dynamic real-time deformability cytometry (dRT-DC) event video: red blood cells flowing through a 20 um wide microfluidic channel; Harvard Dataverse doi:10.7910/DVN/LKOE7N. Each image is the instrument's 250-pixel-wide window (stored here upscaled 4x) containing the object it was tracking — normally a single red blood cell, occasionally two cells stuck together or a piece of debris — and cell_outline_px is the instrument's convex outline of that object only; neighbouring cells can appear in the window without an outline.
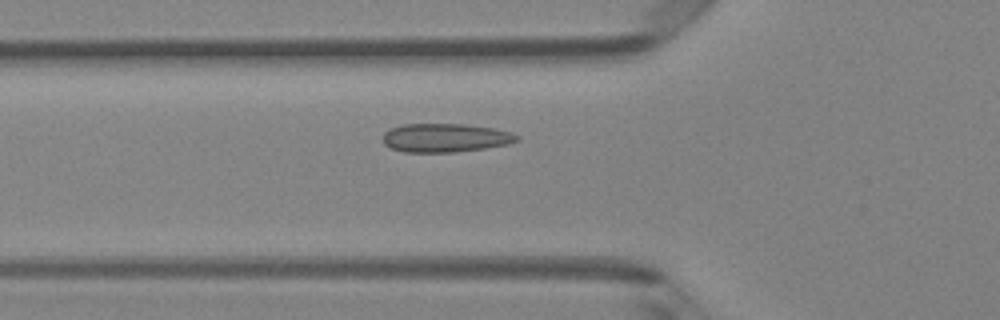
{"species": "Egyptian fruit bat (a non-hibernating species)", "species_latin": "Rousettus aegyptiacus", "temperature_condition": "room temperature", "stored_images_in_passage": 3, "camera_frame_rate_fps": 3000, "um_per_image_px": 0.085, "animal": {"sex": "female"}, "frame": {"image": 1, "passage_image": 3, "time_ms": 2.333, "image_size_px": [1000, 320], "cell_outline_px": [[520, 140], [508, 144], [484, 148], [456, 152], [404, 152], [392, 148], [384, 144], [384, 132], [400, 124], [464, 124], [492, 128], [512, 132], [520, 136]], "centroid_in_image_um": [37.88, 11.71], "position_along_channel_um": 87.9, "area_um2": 22.37}}